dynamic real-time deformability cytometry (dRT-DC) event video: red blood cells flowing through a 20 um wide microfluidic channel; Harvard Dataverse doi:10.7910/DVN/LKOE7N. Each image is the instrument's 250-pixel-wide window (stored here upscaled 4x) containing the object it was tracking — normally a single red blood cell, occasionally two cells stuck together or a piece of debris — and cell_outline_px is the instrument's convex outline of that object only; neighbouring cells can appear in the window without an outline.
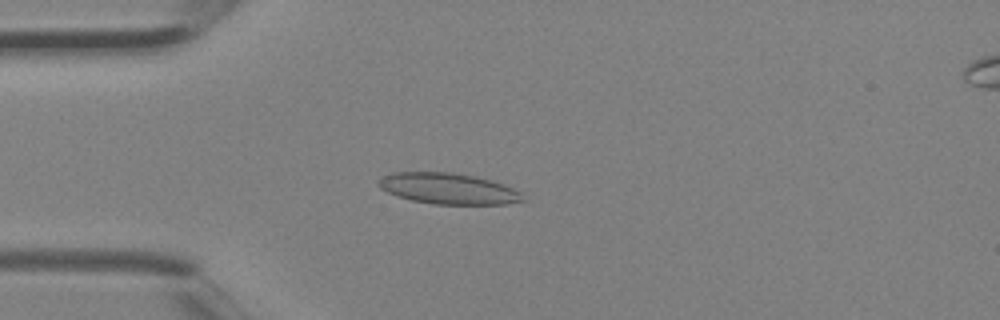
{"species": "Egyptian fruit bat (a non-hibernating species)", "species_latin": "Rousettus aegyptiacus", "temperature_condition": "room temperature", "stored_images_in_passage": 3, "camera_frame_rate_fps": 3000, "um_per_image_px": 0.085, "animal": {"sex": "female"}, "frame": {"image": 1, "passage_image": 3, "time_ms": 0.667, "image_size_px": [1000, 320], "cell_outline_px": [[524, 200], [508, 204], [432, 204], [412, 200], [388, 192], [380, 188], [376, 184], [376, 180], [392, 172], [452, 172], [476, 176], [504, 184], [524, 192]], "centroid_in_image_um": [38.13, 16.02], "position_along_channel_um": 46.9, "area_um2": 26.24}}